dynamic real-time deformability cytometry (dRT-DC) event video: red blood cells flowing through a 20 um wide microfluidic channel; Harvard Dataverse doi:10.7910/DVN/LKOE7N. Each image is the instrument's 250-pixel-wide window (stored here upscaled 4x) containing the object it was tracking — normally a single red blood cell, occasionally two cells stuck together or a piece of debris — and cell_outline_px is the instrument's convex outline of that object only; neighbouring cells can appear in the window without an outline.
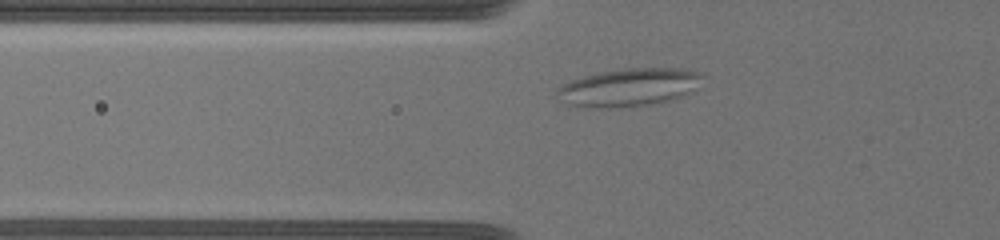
{"species": "common noctule bat (a hibernating species)", "species_latin": "Nyctalus noctula", "temperature_condition": "warm", "stored_images_in_passage": 48, "camera_frame_rate_fps": 3000, "um_per_image_px": 0.085, "animal": {"sex": "female", "body_mass_g": 19.5, "forearm_length_mm": 54.1}, "frame": {"image": 1, "passage_image": 8, "time_ms": 3.0, "image_size_px": [1000, 240], "cell_outline_px": [[704, 76], [696, 88], [692, 92], [684, 96], [652, 104], [628, 108], [584, 108], [564, 104], [556, 92], [556, 88], [572, 80], [584, 76], [600, 72], [620, 68], [680, 68], [700, 72]], "centroid_in_image_um": [53.46, 7.44], "position_along_channel_um": 72.3, "area_um2": 32.71}}
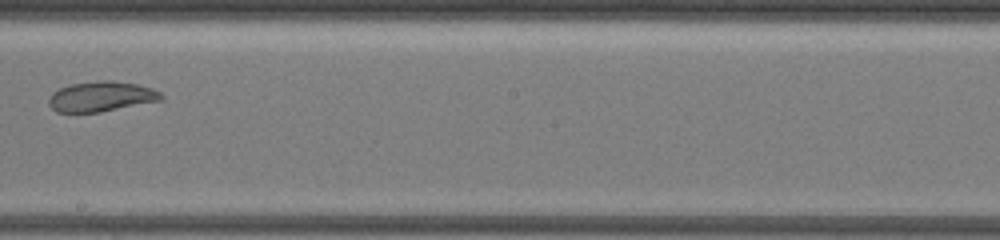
{"frame": {"image": 2, "passage_image": 27, "time_ms": 7.667, "image_size_px": [1000, 240], "cell_outline_px": [[164, 100], [100, 112], [56, 112], [48, 104], [48, 100], [52, 92], [60, 88], [72, 84], [100, 80], [112, 80], [136, 84], [152, 88], [160, 92], [164, 96]], "centroid_in_image_um": [8.63, 8.2], "position_along_channel_um": 239.6, "area_um2": 19.83}}
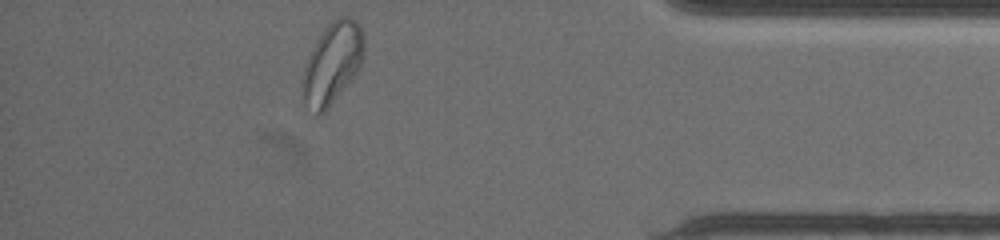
{"frame": {"image": 3, "passage_image": 46, "time_ms": 13.0, "image_size_px": [1000, 240], "cell_outline_px": [[364, 56], [356, 72], [328, 108], [324, 112], [316, 112], [304, 100], [300, 84], [300, 80], [308, 56], [316, 40], [328, 24], [332, 20], [340, 16], [348, 16], [356, 20], [364, 36]], "centroid_in_image_um": [28.24, 5.32], "position_along_channel_um": 407.0, "area_um2": 28.67}, "authors_computed_cell_mechanics": {"area_um2": 22.253, "velocity_mm_per_s": 3.6696, "shape_relaxation_time_tau1_ms": null, "shape_relaxation_time_tau2_ms": 3.1372, "deformation_change_tau1": null, "deformation_change_tau2": 0.0922}}